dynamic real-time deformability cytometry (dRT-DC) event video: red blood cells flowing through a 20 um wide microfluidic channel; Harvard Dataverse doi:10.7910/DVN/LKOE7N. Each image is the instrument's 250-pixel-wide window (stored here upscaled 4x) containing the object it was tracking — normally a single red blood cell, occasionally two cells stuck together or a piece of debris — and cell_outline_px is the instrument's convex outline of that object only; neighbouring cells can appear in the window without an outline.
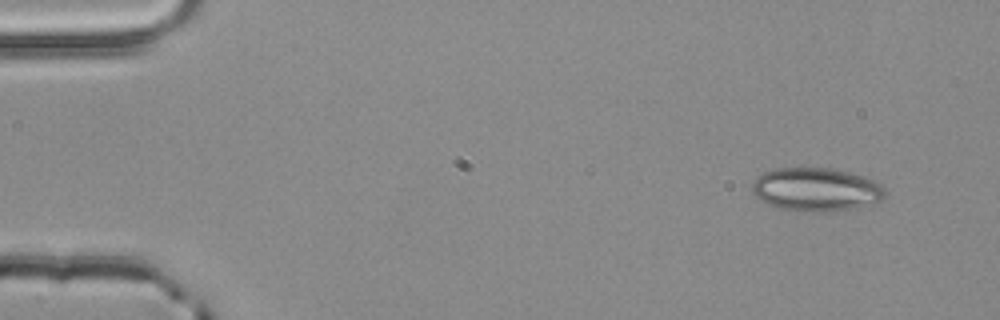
{"species": "common noctule bat (a hibernating species)", "species_latin": "Nyctalus noctula", "temperature_condition": "room temperature", "stored_images_in_passage": 3, "camera_frame_rate_fps": 3000, "um_per_image_px": 0.085, "animal": {"sex": "male", "body_mass_g": 20.4}, "frame": {"image": 1, "passage_image": 1, "time_ms": 0.0, "image_size_px": [1000, 320], "cell_outline_px": [[888, 192], [876, 204], [856, 208], [824, 212], [800, 212], [768, 204], [760, 200], [752, 192], [752, 184], [756, 176], [764, 172], [776, 168], [832, 168], [864, 176], [876, 180], [884, 184]], "centroid_in_image_um": [69.43, 16.11], "position_along_channel_um": 15.6, "area_um2": 34.22}}